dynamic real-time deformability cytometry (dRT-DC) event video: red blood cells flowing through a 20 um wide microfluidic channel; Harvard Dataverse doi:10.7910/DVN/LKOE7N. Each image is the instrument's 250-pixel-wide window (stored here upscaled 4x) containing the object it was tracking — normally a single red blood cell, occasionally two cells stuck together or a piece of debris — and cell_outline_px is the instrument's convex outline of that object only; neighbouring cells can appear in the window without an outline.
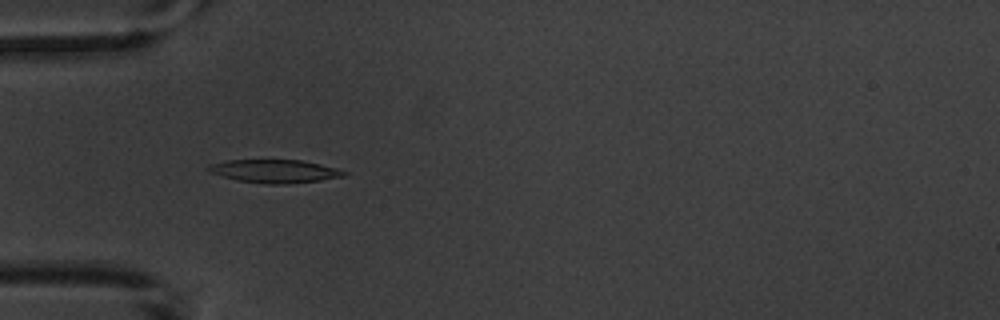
{"species": "common noctule bat (a hibernating species)", "species_latin": "Nyctalus noctula", "temperature_condition": "warm", "stored_images_in_passage": 5, "camera_frame_rate_fps": 3000, "um_per_image_px": 0.085, "animal": {"sex": "male", "body_mass_g": 20.1, "forearm_length_mm": 53.5}, "frame": {"image": 1, "passage_image": 4, "time_ms": 3.667, "image_size_px": [1000, 320], "cell_outline_px": [[348, 172], [344, 176], [320, 180], [288, 184], [268, 184], [236, 180], [212, 172], [204, 168], [208, 164], [228, 160], [300, 160], [320, 164], [336, 168]], "centroid_in_image_um": [23.33, 14.55], "position_along_channel_um": 61.7, "area_um2": 18.21}}
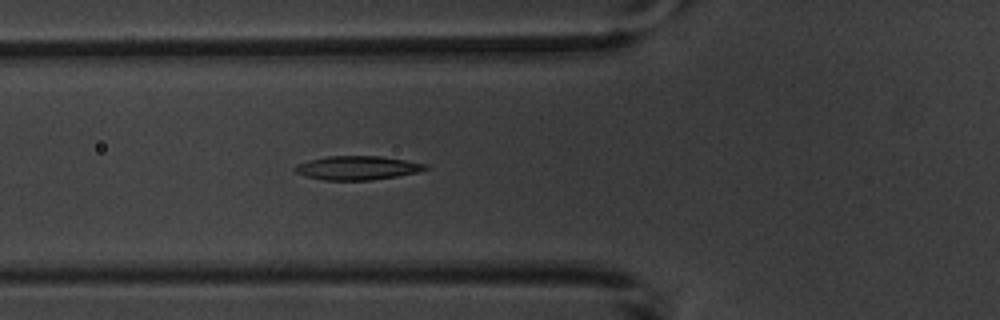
{"frame": {"image": 2, "passage_image": 5, "time_ms": 4.667, "image_size_px": [1000, 320], "cell_outline_px": [[432, 168], [420, 172], [372, 180], [324, 180], [308, 176], [296, 172], [292, 168], [296, 164], [308, 160], [328, 156], [380, 156], [428, 164]], "centroid_in_image_um": [30.42, 14.26], "position_along_channel_um": 95.4, "area_um2": 18.21}}